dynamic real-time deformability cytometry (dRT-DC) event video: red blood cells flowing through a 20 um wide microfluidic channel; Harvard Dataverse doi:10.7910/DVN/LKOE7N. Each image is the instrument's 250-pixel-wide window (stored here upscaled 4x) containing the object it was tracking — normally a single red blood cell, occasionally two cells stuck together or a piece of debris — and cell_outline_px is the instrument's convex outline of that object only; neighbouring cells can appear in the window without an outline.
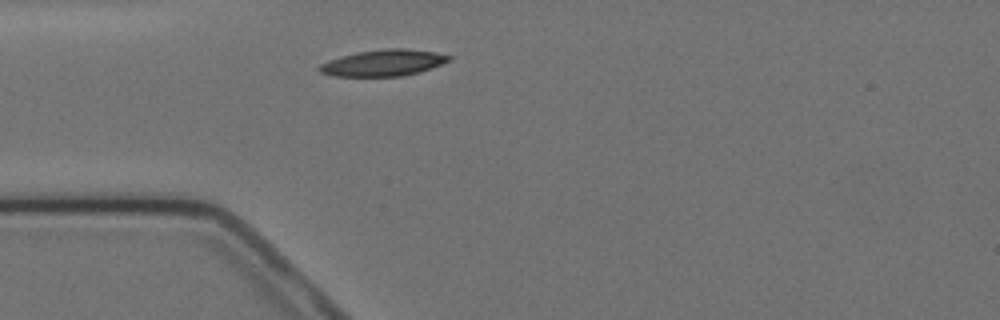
{"species": "Egyptian fruit bat (a non-hibernating species)", "species_latin": "Rousettus aegyptiacus", "temperature_condition": "cold", "stored_images_in_passage": 1, "camera_frame_rate_fps": 3000, "um_per_image_px": 0.085, "animal": {"sex": "female"}, "frame": {"image": 1, "passage_image": 1, "time_ms": 0.0, "image_size_px": [1000, 320], "cell_outline_px": [[452, 60], [420, 72], [400, 76], [332, 76], [320, 72], [316, 68], [320, 64], [328, 60], [340, 56], [360, 52], [384, 48], [404, 48], [432, 52], [452, 56]], "centroid_in_image_um": [32.56, 5.34], "position_along_channel_um": 52.4, "area_um2": 19.88}}